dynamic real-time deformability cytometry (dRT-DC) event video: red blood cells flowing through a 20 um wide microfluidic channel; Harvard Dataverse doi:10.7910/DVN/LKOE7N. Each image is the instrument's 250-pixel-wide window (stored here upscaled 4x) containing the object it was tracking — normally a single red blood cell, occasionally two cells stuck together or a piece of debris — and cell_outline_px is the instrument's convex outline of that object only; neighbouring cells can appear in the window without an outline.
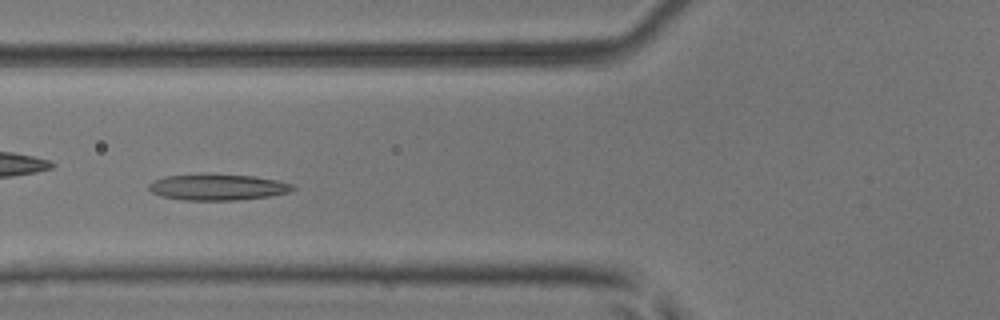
{"species": "common noctule bat (a hibernating species)", "species_latin": "Nyctalus noctula", "temperature_condition": "room temperature", "stored_images_in_passage": 48, "camera_frame_rate_fps": 3000, "um_per_image_px": 0.085, "animal": {"sex": "male", "body_mass_g": 17.9, "forearm_length_mm": 54.2}, "frame": {"image": 1, "passage_image": 16, "time_ms": 5.0, "image_size_px": [1000, 320], "cell_outline_px": [[296, 188], [288, 192], [268, 196], [240, 200], [184, 200], [160, 196], [152, 192], [148, 188], [148, 184], [152, 180], [164, 176], [252, 176], [276, 180], [292, 184]], "centroid_in_image_um": [18.47, 15.94], "position_along_channel_um": 107.3, "area_um2": 21.15}}
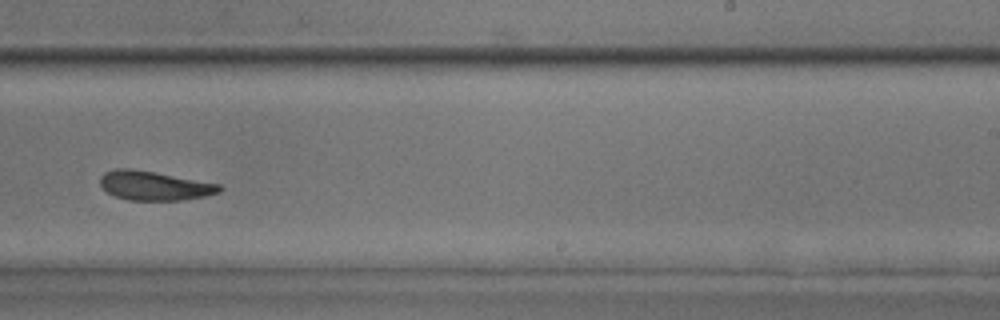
{"frame": {"image": 2, "passage_image": 29, "time_ms": 9.333, "image_size_px": [1000, 320], "cell_outline_px": [[224, 188], [220, 192], [204, 196], [180, 200], [128, 200], [116, 196], [108, 192], [100, 184], [100, 176], [104, 172], [116, 168], [132, 168], [220, 184]], "centroid_in_image_um": [13.11, 15.77], "position_along_channel_um": 275.9, "area_um2": 20.17}}
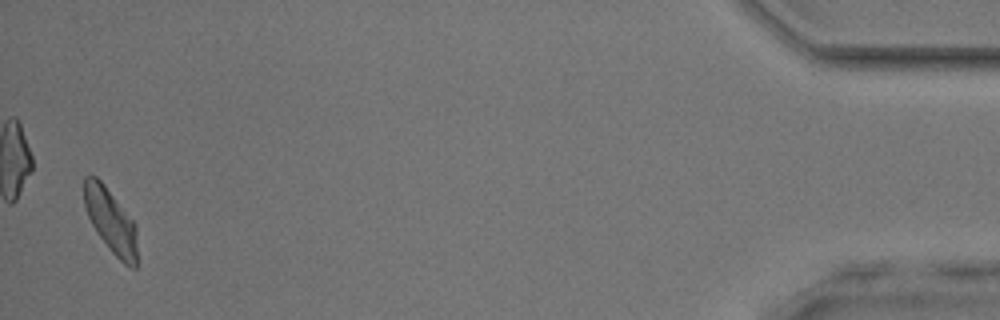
{"frame": {"image": 3, "passage_image": 47, "time_ms": 15.333, "image_size_px": [1000, 320], "cell_outline_px": [[136, 268], [132, 268], [124, 264], [108, 248], [96, 232], [88, 216], [84, 204], [84, 176], [96, 176], [104, 184], [136, 224]], "centroid_in_image_um": [9.4, 18.77], "position_along_channel_um": 425.8, "area_um2": 19.71}, "authors_computed_cell_mechanics": {"area_um2": 21.0103, "velocity_mm_per_s": 3.9142, "shape_relaxation_time_tau1_ms": 3.3958, "shape_relaxation_time_tau2_ms": 3.2317, "deformation_change_tau1": 0.1213, "deformation_change_tau2": 0.1093}}